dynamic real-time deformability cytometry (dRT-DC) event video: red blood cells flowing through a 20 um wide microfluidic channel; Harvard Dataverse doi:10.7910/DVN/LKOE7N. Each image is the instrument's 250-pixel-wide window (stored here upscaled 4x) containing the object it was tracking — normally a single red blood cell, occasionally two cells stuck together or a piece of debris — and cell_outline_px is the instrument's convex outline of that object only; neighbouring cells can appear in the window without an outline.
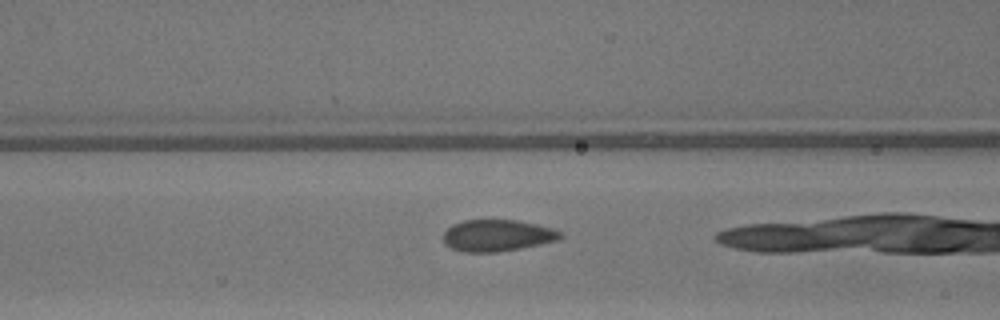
{"species": "common noctule bat (a hibernating species)", "species_latin": "Nyctalus noctula", "temperature_condition": "warm", "stored_images_in_passage": 23, "camera_frame_rate_fps": 3000, "um_per_image_px": 0.085, "animal": {"sex": "male", "body_mass_g": 13.3}, "frame": {"image": 1, "passage_image": 4, "time_ms": 1.0, "image_size_px": [1000, 320], "cell_outline_px": [[564, 236], [556, 240], [540, 244], [520, 248], [496, 252], [464, 252], [452, 248], [444, 244], [444, 232], [452, 224], [464, 220], [516, 220], [536, 224], [552, 228], [560, 232]], "centroid_in_image_um": [42.24, 20.01], "position_along_channel_um": 124.4, "area_um2": 21.44}}
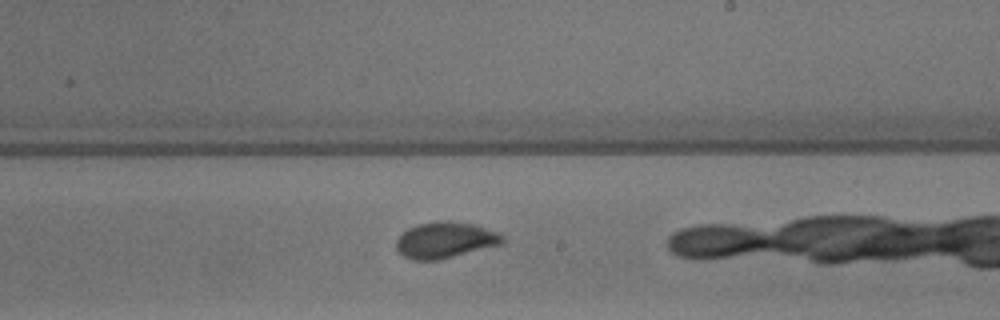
{"frame": {"image": 2, "passage_image": 13, "time_ms": 4.0, "image_size_px": [1000, 320], "cell_outline_px": [[504, 244], [436, 260], [412, 260], [404, 256], [396, 248], [396, 240], [408, 228], [416, 224], [440, 220], [444, 220], [472, 224], [500, 232], [504, 236]], "centroid_in_image_um": [37.87, 20.4], "position_along_channel_um": 251.1, "area_um2": 22.37}}
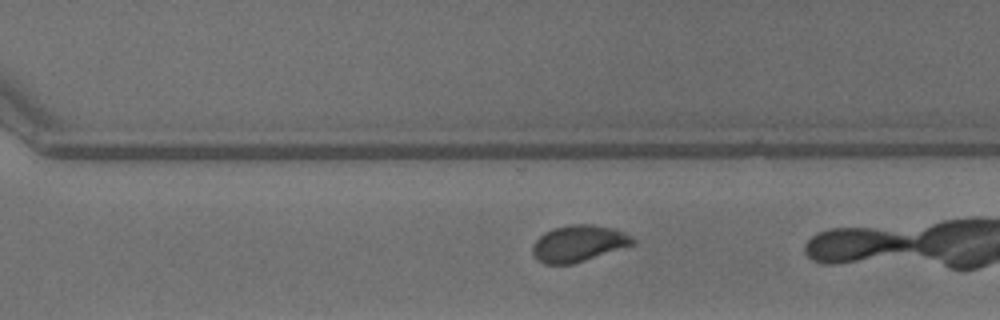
{"frame": {"image": 3, "passage_image": 18, "time_ms": 5.667, "image_size_px": [1000, 320], "cell_outline_px": [[636, 244], [572, 264], [544, 264], [532, 252], [532, 244], [544, 232], [556, 228], [572, 224], [592, 224], [616, 228], [632, 236], [636, 240]], "centroid_in_image_um": [49.23, 20.68], "position_along_channel_um": 321.4, "area_um2": 21.27}}